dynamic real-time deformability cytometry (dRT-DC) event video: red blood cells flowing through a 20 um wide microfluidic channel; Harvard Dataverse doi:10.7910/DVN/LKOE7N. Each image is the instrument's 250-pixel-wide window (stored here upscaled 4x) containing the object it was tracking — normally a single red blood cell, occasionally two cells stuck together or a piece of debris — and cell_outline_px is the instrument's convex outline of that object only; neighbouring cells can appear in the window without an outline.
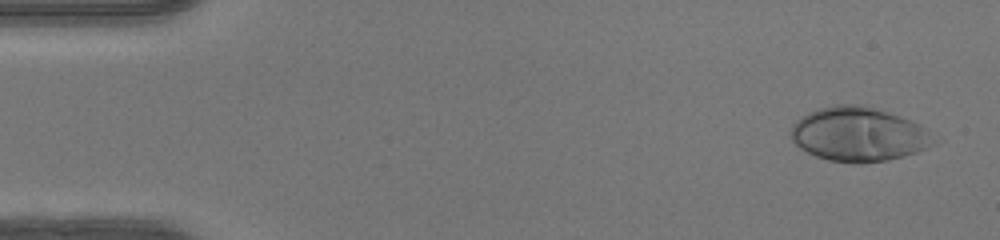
{"species": "human", "species_latin": "Homo sapiens", "temperature_condition": "warm", "stored_images_in_passage": 48, "camera_frame_rate_fps": 3000, "um_per_image_px": 0.085, "donor": {"sex": "female"}, "frame": {"image": 1, "passage_image": 1, "time_ms": 0.0, "image_size_px": [1000, 240], "cell_outline_px": [[936, 144], [916, 152], [888, 160], [860, 164], [856, 164], [828, 160], [816, 156], [800, 148], [792, 140], [788, 132], [792, 124], [800, 116], [808, 112], [820, 108], [836, 104], [856, 104], [872, 108], [900, 116], [920, 124], [928, 128], [936, 140]], "centroid_in_image_um": [72.97, 11.42], "position_along_channel_um": 12.0, "area_um2": 45.43}}
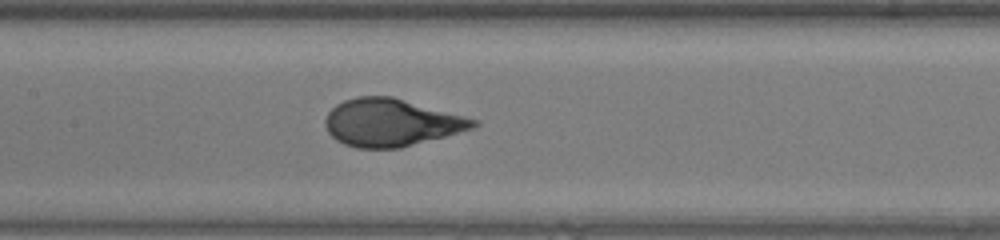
{"frame": {"image": 2, "passage_image": 22, "time_ms": 7.0, "image_size_px": [1000, 240], "cell_outline_px": [[480, 124], [472, 128], [444, 136], [400, 148], [356, 148], [344, 144], [336, 140], [328, 132], [324, 124], [324, 120], [328, 112], [336, 104], [344, 100], [356, 96], [392, 96], [480, 120]], "centroid_in_image_um": [33.23, 10.41], "position_along_channel_um": 174.2, "area_um2": 40.98}}
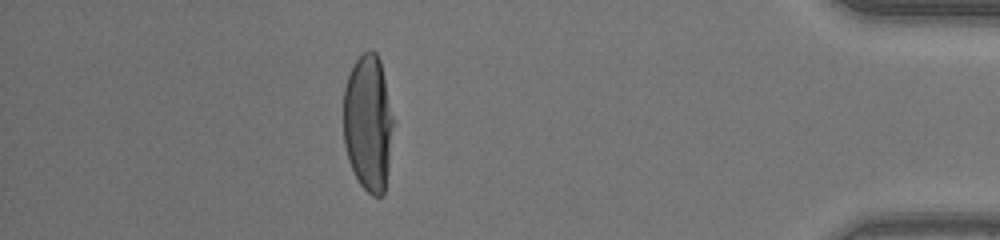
{"frame": {"image": 3, "passage_image": 42, "time_ms": 13.667, "image_size_px": [1000, 240], "cell_outline_px": [[396, 124], [384, 192], [380, 196], [372, 196], [360, 184], [348, 160], [344, 144], [344, 88], [348, 76], [356, 60], [364, 52], [372, 48], [376, 52], [380, 60], [396, 120]], "centroid_in_image_um": [31.34, 10.44], "position_along_channel_um": 403.9, "area_um2": 40.52}, "authors_computed_cell_mechanics": {"area_um2": 41.2403, "velocity_mm_per_s": 4.1865, "shape_relaxation_time_tau1_ms": 4.1011, "shape_relaxation_time_tau2_ms": null, "deformation_change_tau1": 0.2707, "deformation_change_tau2": null}}